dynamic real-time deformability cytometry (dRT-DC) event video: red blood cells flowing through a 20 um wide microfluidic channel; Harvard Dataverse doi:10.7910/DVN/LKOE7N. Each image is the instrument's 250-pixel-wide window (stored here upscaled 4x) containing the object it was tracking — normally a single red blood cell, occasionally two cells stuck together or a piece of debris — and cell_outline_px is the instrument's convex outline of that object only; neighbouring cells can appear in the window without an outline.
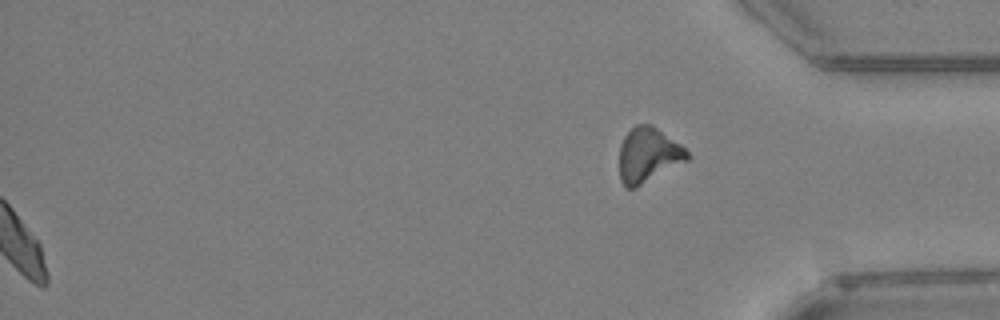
{"species": "Egyptian fruit bat (a non-hibernating species)", "species_latin": "Rousettus aegyptiacus", "temperature_condition": "warm", "stored_images_in_passage": 37, "segment_of_instrument_passage": [2, 2], "camera_frame_rate_fps": 3000, "um_per_image_px": 0.085, "animal": {"sex": "female"}, "frame": {"image": 1, "passage_image": 37, "time_ms": 12.0, "image_size_px": [1000, 320], "cell_outline_px": [[688, 160], [636, 188], [624, 188], [620, 180], [620, 144], [624, 136], [636, 124], [652, 124], [680, 144], [688, 152]], "centroid_in_image_um": [55.08, 13.19], "position_along_channel_um": 380.1, "area_um2": 21.68}}